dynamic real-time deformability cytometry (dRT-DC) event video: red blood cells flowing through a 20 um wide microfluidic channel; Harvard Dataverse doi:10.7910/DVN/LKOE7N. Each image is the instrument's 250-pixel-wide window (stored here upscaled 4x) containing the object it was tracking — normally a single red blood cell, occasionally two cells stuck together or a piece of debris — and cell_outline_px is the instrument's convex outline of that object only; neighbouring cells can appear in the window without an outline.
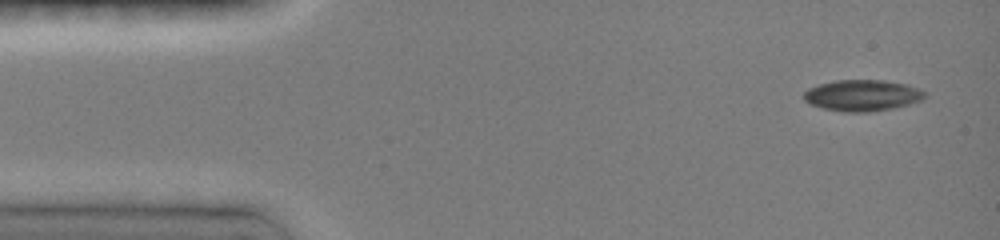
{"species": "common noctule bat (a hibernating species)", "species_latin": "Nyctalus noctula", "temperature_condition": "room temperature", "stored_images_in_passage": 71, "camera_frame_rate_fps": 3000, "um_per_image_px": 0.085, "animal": {"sex": "female", "body_mass_g": 19.0, "forearm_length_mm": 51.5}, "frame": {"image": 1, "passage_image": 1, "time_ms": 0.0, "image_size_px": [1000, 240], "cell_outline_px": [[928, 96], [920, 100], [896, 108], [872, 112], [844, 112], [824, 108], [812, 104], [804, 100], [804, 92], [808, 88], [820, 84], [836, 80], [884, 80], [908, 84], [920, 88]], "centroid_in_image_um": [73.34, 8.11], "position_along_channel_um": 11.7, "area_um2": 22.14}}
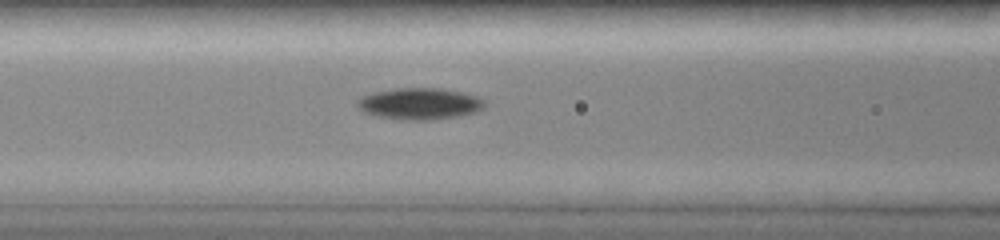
{"frame": {"image": 2, "passage_image": 27, "time_ms": 5.333, "image_size_px": [1000, 240], "cell_outline_px": [[484, 108], [476, 112], [456, 116], [432, 120], [400, 120], [376, 116], [364, 112], [356, 104], [356, 100], [360, 96], [372, 92], [392, 88], [440, 88], [480, 96], [484, 100]], "centroid_in_image_um": [35.63, 8.81], "position_along_channel_um": 131.0, "area_um2": 23.7}}
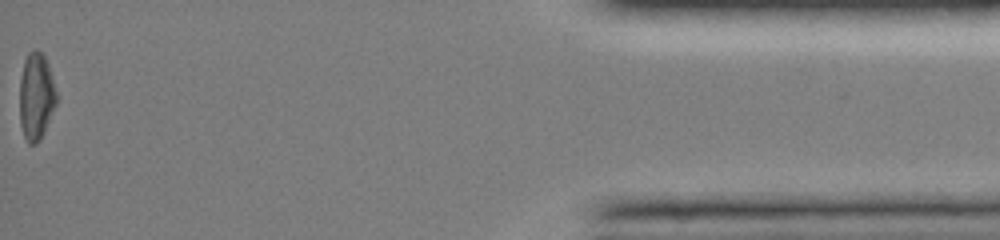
{"frame": {"image": 3, "passage_image": 71, "time_ms": 14.667, "image_size_px": [1000, 240], "cell_outline_px": [[56, 104], [44, 132], [40, 140], [36, 144], [28, 144], [24, 136], [20, 124], [20, 80], [24, 60], [28, 52], [32, 48], [36, 48], [44, 56], [48, 64], [56, 92]], "centroid_in_image_um": [3.06, 8.19], "position_along_channel_um": 432.1, "area_um2": 18.67}, "authors_computed_cell_mechanics": {"area_um2": 21.9062, "velocity_mm_per_s": 4.099, "shape_relaxation_time_tau1_ms": 1.3379, "shape_relaxation_time_tau2_ms": null, "deformation_change_tau1": 0.0815, "deformation_change_tau2": null}}